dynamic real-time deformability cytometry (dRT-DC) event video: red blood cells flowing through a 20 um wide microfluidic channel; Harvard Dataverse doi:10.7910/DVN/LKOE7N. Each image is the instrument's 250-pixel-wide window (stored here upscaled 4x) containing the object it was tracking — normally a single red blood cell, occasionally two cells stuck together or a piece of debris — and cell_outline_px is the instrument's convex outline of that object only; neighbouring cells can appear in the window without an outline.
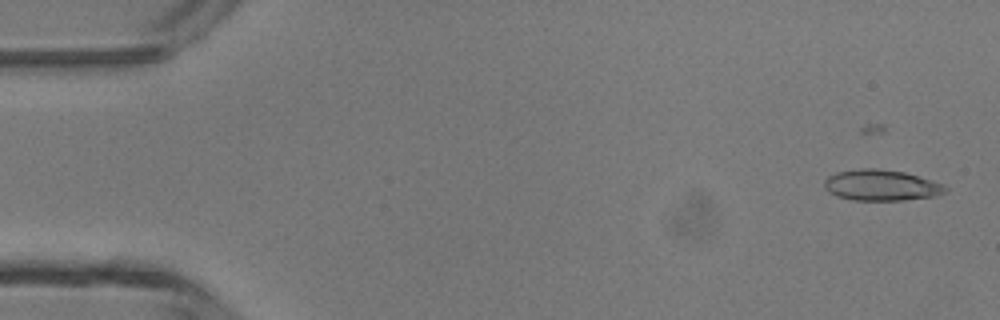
{"species": "common noctule bat (a hibernating species)", "species_latin": "Nyctalus noctula", "temperature_condition": "room temperature", "stored_images_in_passage": 21, "camera_frame_rate_fps": 3000, "um_per_image_px": 0.085, "animal": {"sex": "male", "body_mass_g": 13.3}, "frame": {"image": 1, "passage_image": 5, "time_ms": 1.333, "image_size_px": [1000, 320], "cell_outline_px": [[948, 188], [944, 192], [936, 196], [904, 200], [852, 200], [836, 196], [828, 192], [824, 188], [824, 180], [828, 176], [836, 172], [864, 168], [876, 168], [904, 172], [944, 184]], "centroid_in_image_um": [74.88, 15.75], "position_along_channel_um": 10.1, "area_um2": 21.85}}
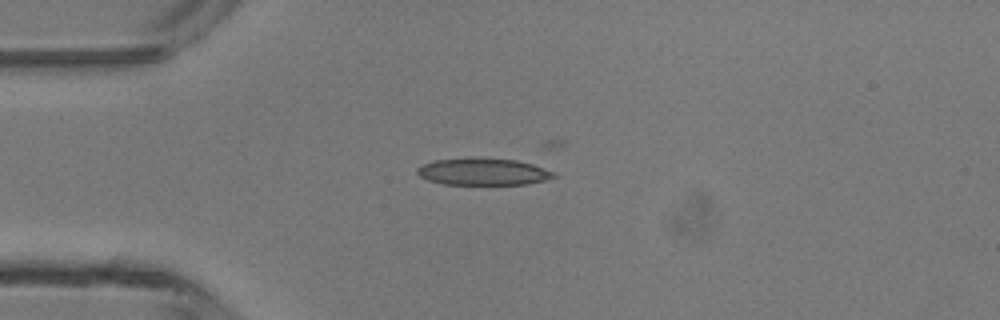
{"frame": {"image": 2, "passage_image": 15, "time_ms": 4.667, "image_size_px": [1000, 320], "cell_outline_px": [[556, 176], [544, 180], [528, 184], [444, 184], [428, 180], [420, 176], [416, 172], [416, 168], [424, 164], [436, 160], [516, 160], [532, 164], [556, 172]], "centroid_in_image_um": [41.1, 14.63], "position_along_channel_um": 43.9, "area_um2": 20.52}}
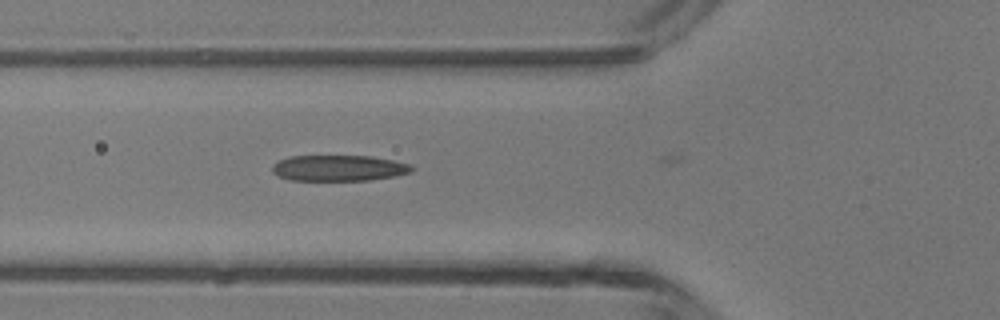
{"frame": {"image": 3, "passage_image": 20, "time_ms": 6.333, "image_size_px": [1000, 320], "cell_outline_px": [[412, 172], [396, 176], [368, 180], [288, 180], [272, 172], [272, 168], [280, 160], [288, 156], [372, 156], [412, 164]], "centroid_in_image_um": [28.83, 14.28], "position_along_channel_um": 97.0, "area_um2": 20.98}}